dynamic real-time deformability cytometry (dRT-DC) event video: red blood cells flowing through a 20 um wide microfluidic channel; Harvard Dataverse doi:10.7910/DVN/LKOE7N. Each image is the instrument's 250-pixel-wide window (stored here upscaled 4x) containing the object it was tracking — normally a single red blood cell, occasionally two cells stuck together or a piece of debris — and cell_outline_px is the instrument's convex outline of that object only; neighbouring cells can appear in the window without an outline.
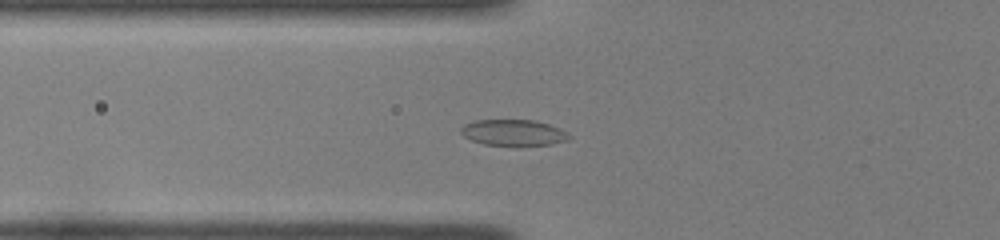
{"species": "common noctule bat (a hibernating species)", "species_latin": "Nyctalus noctula", "temperature_condition": "room temperature", "stored_images_in_passage": 49, "camera_frame_rate_fps": 3000, "um_per_image_px": 0.085, "animal": {"sex": "female", "body_mass_g": 22.0, "forearm_length_mm": 56.7}, "frame": {"image": 1, "passage_image": 18, "time_ms": 5.667, "image_size_px": [1000, 240], "cell_outline_px": [[572, 136], [568, 140], [552, 144], [484, 144], [472, 140], [464, 136], [460, 132], [460, 128], [464, 124], [472, 120], [536, 120], [560, 128], [568, 132]], "centroid_in_image_um": [43.65, 11.24], "position_along_channel_um": 82.2, "area_um2": 16.24}}
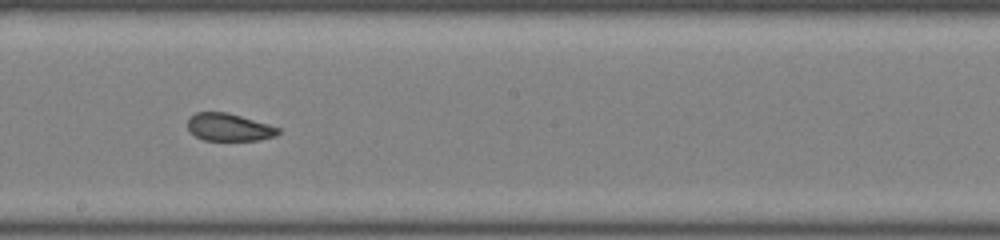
{"frame": {"image": 2, "passage_image": 29, "time_ms": 9.333, "image_size_px": [1000, 240], "cell_outline_px": [[280, 132], [276, 136], [260, 140], [204, 140], [196, 136], [188, 128], [188, 116], [196, 112], [228, 112], [268, 124], [280, 128]], "centroid_in_image_um": [19.47, 10.81], "position_along_channel_um": 228.7, "area_um2": 14.57}}
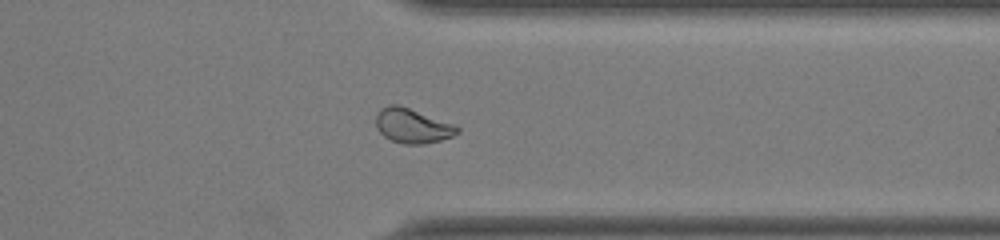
{"frame": {"image": 3, "passage_image": 40, "time_ms": 13.0, "image_size_px": [1000, 240], "cell_outline_px": [[460, 132], [452, 136], [440, 140], [424, 144], [404, 144], [392, 140], [384, 136], [376, 128], [376, 116], [380, 108], [388, 104], [400, 104], [456, 124], [460, 128]], "centroid_in_image_um": [35.07, 10.67], "position_along_channel_um": 376.3, "area_um2": 16.7}}